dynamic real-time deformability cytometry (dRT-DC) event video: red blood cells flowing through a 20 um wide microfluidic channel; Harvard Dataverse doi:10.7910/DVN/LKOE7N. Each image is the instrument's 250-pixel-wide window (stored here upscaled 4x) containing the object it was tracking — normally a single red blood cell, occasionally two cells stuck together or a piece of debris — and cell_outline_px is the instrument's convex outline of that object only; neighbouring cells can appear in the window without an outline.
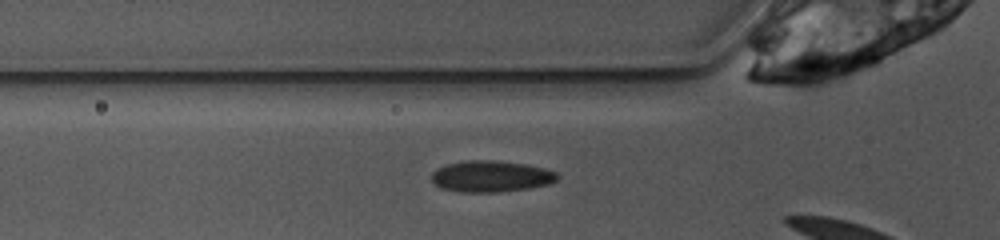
{"species": "common noctule bat (a hibernating species)", "species_latin": "Nyctalus noctula", "temperature_condition": "warm", "stored_images_in_passage": 4, "camera_frame_rate_fps": 3000, "um_per_image_px": 0.085, "animal": {"sex": "female", "body_mass_g": 10.0, "forearm_length_mm": 53.1}, "frame": {"image": 1, "passage_image": 3, "time_ms": 0.667, "image_size_px": [1000, 240], "cell_outline_px": [[560, 176], [556, 180], [548, 184], [528, 188], [496, 192], [460, 192], [440, 188], [432, 180], [432, 172], [436, 168], [448, 164], [468, 160], [492, 160], [524, 164], [544, 168], [556, 172]], "centroid_in_image_um": [41.72, 14.99], "position_along_channel_um": 84.1, "area_um2": 22.83}}